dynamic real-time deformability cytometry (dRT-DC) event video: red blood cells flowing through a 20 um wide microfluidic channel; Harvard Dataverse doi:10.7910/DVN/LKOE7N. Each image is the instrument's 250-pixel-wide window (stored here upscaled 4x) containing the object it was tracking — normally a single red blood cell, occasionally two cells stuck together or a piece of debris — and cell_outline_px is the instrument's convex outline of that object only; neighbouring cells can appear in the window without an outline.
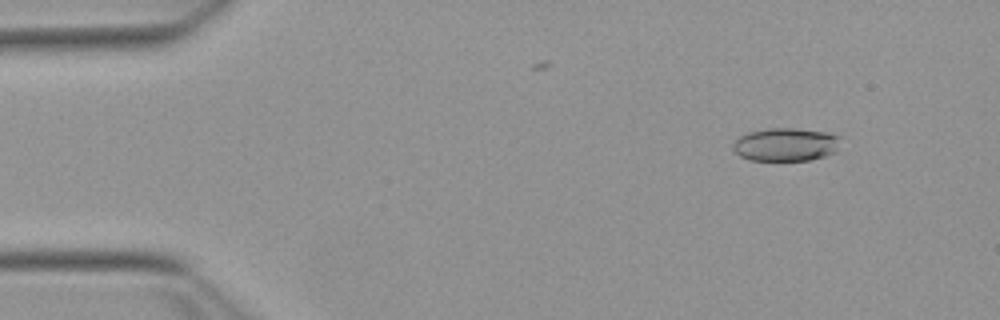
{"species": "Egyptian fruit bat (a non-hibernating species)", "species_latin": "Rousettus aegyptiacus", "temperature_condition": "warm", "stored_images_in_passage": 49, "camera_frame_rate_fps": 3000, "um_per_image_px": 0.085, "animal": {"sex": "female"}, "frame": {"image": 1, "passage_image": 2, "time_ms": 0.333, "image_size_px": [1000, 320], "cell_outline_px": [[840, 136], [836, 152], [824, 156], [808, 160], [752, 160], [740, 156], [732, 148], [732, 144], [740, 136], [748, 132], [768, 128], [792, 128], [828, 132]], "centroid_in_image_um": [66.78, 12.27], "position_along_channel_um": 18.2, "area_um2": 20.75}}
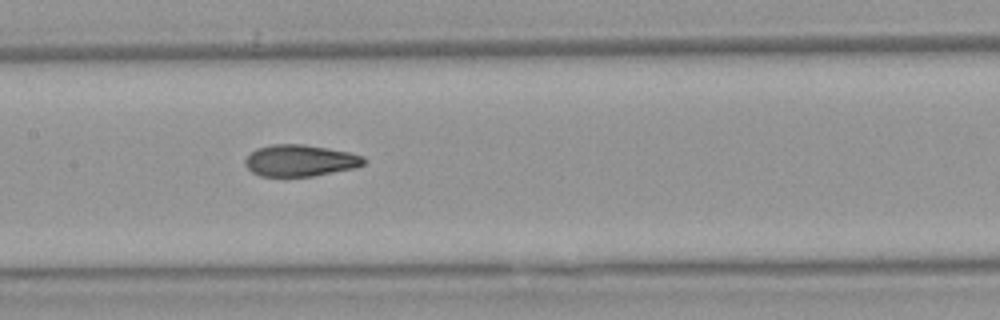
{"frame": {"image": 2, "passage_image": 22, "time_ms": 7.0, "image_size_px": [1000, 320], "cell_outline_px": [[368, 160], [364, 164], [356, 168], [312, 176], [260, 176], [252, 172], [244, 164], [244, 160], [256, 148], [272, 144], [304, 144], [328, 148], [348, 152], [364, 156]], "centroid_in_image_um": [25.53, 13.64], "position_along_channel_um": 181.9, "area_um2": 21.96}}
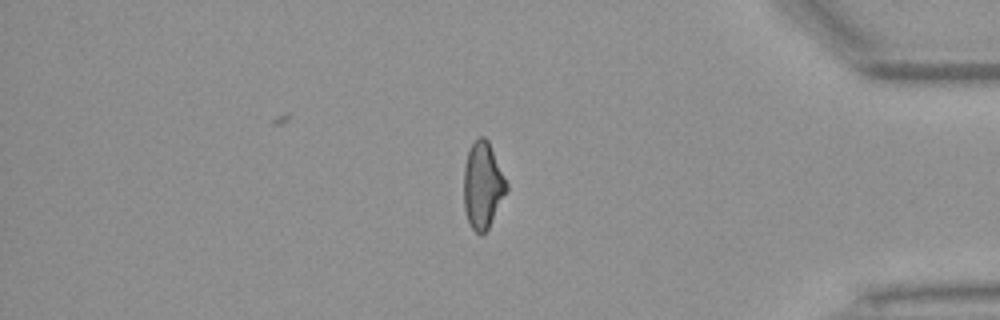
{"frame": {"image": 3, "passage_image": 41, "time_ms": 13.333, "image_size_px": [1000, 320], "cell_outline_px": [[508, 188], [488, 228], [480, 236], [468, 224], [464, 208], [464, 168], [468, 152], [472, 144], [480, 136], [484, 136], [488, 140], [508, 184]], "centroid_in_image_um": [41.02, 15.76], "position_along_channel_um": 394.2, "area_um2": 21.33}, "authors_computed_cell_mechanics": {"area_um2": 21.9062, "velocity_mm_per_s": 3.8376, "shape_relaxation_time_tau1_ms": 7.4498, "shape_relaxation_time_tau2_ms": 1.9235, "deformation_change_tau1": 0.1962, "deformation_change_tau2": 0.088}}